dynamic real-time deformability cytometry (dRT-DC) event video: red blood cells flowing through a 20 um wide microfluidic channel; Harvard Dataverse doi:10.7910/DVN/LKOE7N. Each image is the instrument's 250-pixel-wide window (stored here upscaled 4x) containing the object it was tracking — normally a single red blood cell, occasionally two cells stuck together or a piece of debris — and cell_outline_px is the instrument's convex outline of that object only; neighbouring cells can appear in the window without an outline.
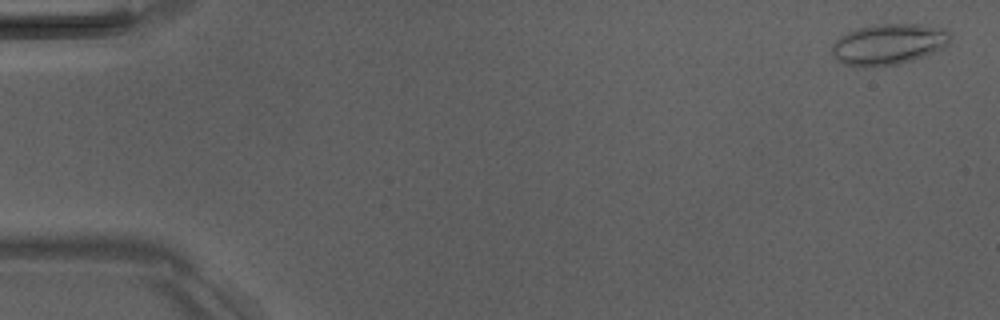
{"species": "Egyptian fruit bat (a non-hibernating species)", "species_latin": "Rousettus aegyptiacus", "temperature_condition": "room temperature", "stored_images_in_passage": 4, "camera_frame_rate_fps": 3000, "um_per_image_px": 0.085, "animal": {"sex": "male"}, "frame": {"image": 1, "passage_image": 1, "time_ms": 0.0, "image_size_px": [1000, 320], "cell_outline_px": [[948, 44], [944, 48], [924, 56], [912, 60], [896, 64], [864, 68], [844, 64], [836, 60], [832, 52], [832, 44], [840, 36], [848, 32], [860, 28], [876, 24], [916, 24], [948, 28]], "centroid_in_image_um": [75.52, 3.77], "position_along_channel_um": 9.5, "area_um2": 28.21}}